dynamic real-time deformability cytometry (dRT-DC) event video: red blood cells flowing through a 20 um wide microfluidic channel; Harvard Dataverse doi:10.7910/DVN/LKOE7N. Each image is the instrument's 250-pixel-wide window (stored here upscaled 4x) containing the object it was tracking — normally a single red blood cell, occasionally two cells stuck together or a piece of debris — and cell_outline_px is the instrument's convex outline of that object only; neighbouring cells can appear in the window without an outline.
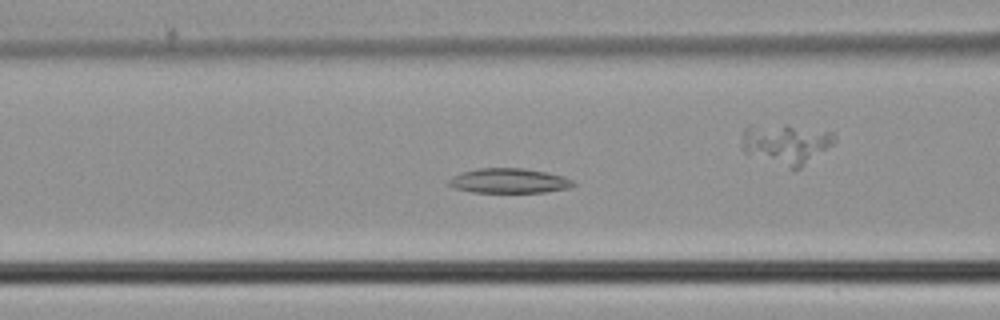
{"species": "common noctule bat (a hibernating species)", "species_latin": "Nyctalus noctula", "temperature_condition": "cold", "stored_images_in_passage": 48, "camera_frame_rate_fps": 3000, "um_per_image_px": 0.085, "animal": {"sex": "male", "body_mass_g": 21.5, "forearm_length_mm": 52.0}, "frame": {"image": 1, "passage_image": 19, "time_ms": 6.0, "image_size_px": [1000, 320], "cell_outline_px": [[576, 184], [572, 188], [544, 192], [472, 192], [452, 188], [448, 184], [448, 180], [452, 176], [460, 172], [476, 168], [524, 168], [564, 176], [572, 180]], "centroid_in_image_um": [43.24, 15.36], "position_along_channel_um": 123.4, "area_um2": 18.15}}
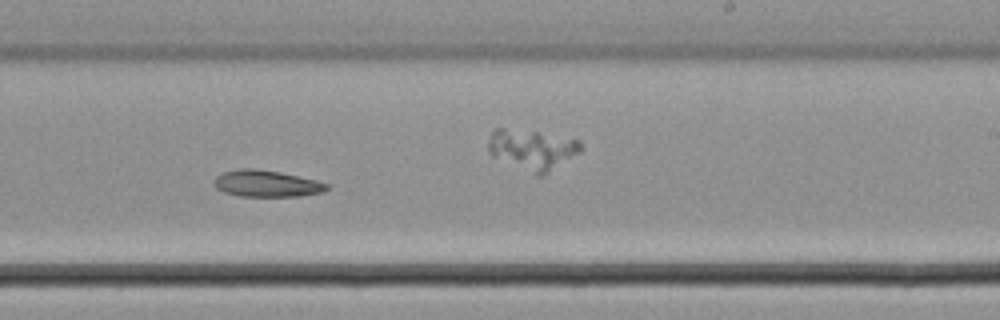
{"frame": {"image": 2, "passage_image": 29, "time_ms": 9.333, "image_size_px": [1000, 320], "cell_outline_px": [[332, 188], [324, 192], [300, 196], [240, 196], [224, 192], [216, 188], [212, 184], [216, 176], [224, 172], [240, 168], [252, 168], [280, 172], [316, 180], [328, 184]], "centroid_in_image_um": [22.67, 15.61], "position_along_channel_um": 266.3, "area_um2": 17.57}}
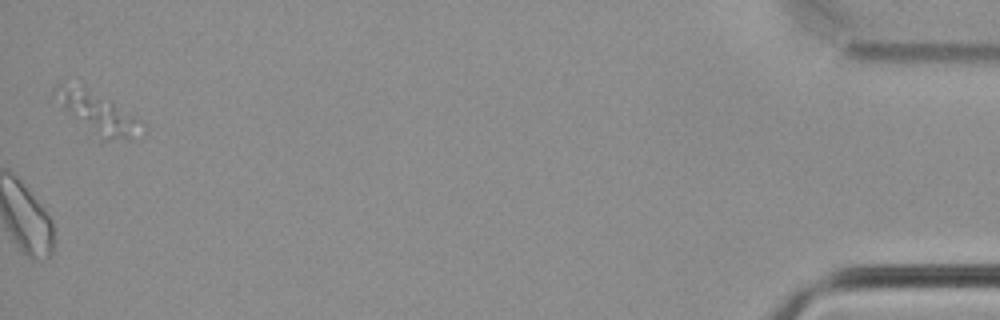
{"frame": {"image": 3, "passage_image": 48, "time_ms": 15.667, "image_size_px": [1000, 320], "cell_outline_px": [[148, 124], [144, 132], [132, 140], [100, 144], [52, 96], [52, 88], [60, 80], [84, 84], [112, 100]], "centroid_in_image_um": [8.34, 9.62], "position_along_channel_um": 426.9, "area_um2": 23.12}}